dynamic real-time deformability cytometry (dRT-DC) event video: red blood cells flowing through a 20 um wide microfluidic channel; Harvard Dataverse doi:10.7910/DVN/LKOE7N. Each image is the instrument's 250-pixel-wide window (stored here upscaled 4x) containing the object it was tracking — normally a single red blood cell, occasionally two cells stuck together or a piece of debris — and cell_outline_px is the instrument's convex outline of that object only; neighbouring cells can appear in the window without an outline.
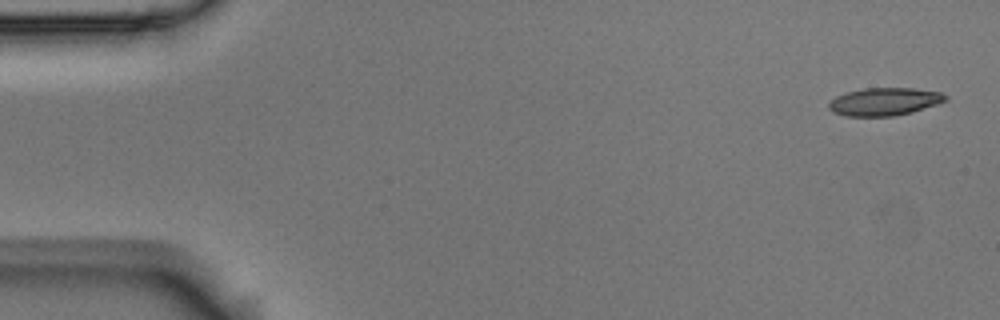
{"species": "Egyptian fruit bat (a non-hibernating species)", "species_latin": "Rousettus aegyptiacus", "temperature_condition": "room temperature", "stored_images_in_passage": 5, "camera_frame_rate_fps": 3000, "um_per_image_px": 0.085, "animal": {"sex": "male"}, "frame": {"image": 1, "passage_image": 1, "time_ms": 0.0, "image_size_px": [1000, 320], "cell_outline_px": [[948, 100], [912, 112], [892, 116], [844, 116], [832, 112], [828, 108], [828, 104], [836, 96], [844, 92], [864, 88], [912, 88], [940, 92], [948, 96]], "centroid_in_image_um": [75.15, 8.63], "position_along_channel_um": 9.9, "area_um2": 18.96}}
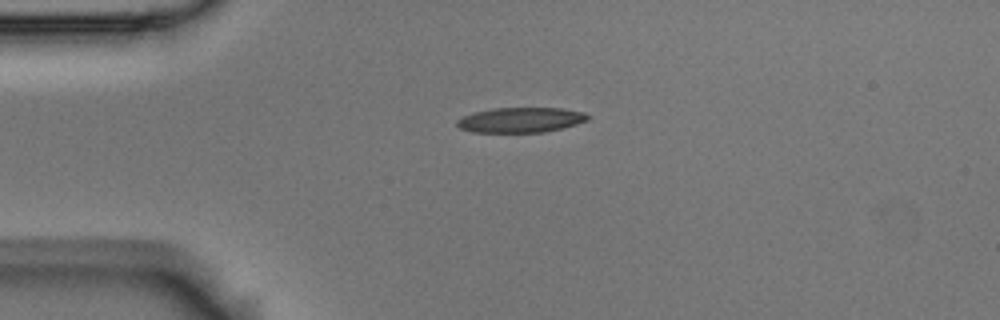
{"frame": {"image": 2, "passage_image": 4, "time_ms": 1.0, "image_size_px": [1000, 320], "cell_outline_px": [[592, 116], [588, 120], [576, 124], [544, 132], [472, 132], [460, 128], [456, 124], [456, 120], [472, 112], [492, 108], [560, 108], [584, 112]], "centroid_in_image_um": [44.25, 10.19], "position_along_channel_um": 40.7, "area_um2": 19.13}}